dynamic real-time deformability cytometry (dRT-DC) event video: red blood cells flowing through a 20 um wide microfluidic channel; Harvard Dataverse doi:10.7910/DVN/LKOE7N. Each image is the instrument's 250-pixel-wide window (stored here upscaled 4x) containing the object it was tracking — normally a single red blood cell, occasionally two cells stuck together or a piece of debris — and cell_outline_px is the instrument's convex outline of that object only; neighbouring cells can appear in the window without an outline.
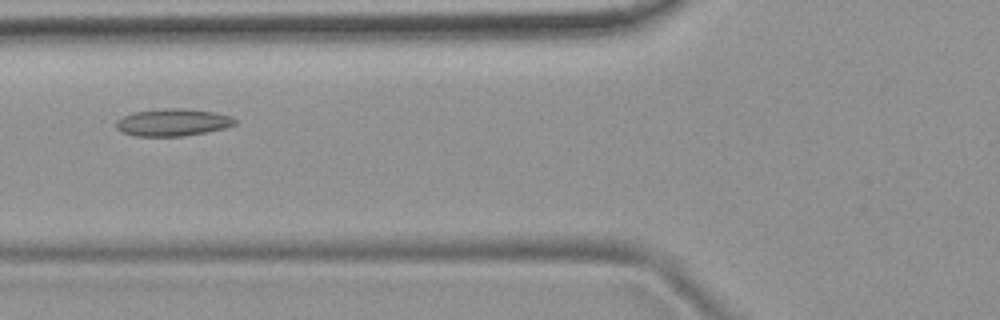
{"species": "common noctule bat (a hibernating species)", "species_latin": "Nyctalus noctula", "temperature_condition": "room temperature", "stored_images_in_passage": 5, "camera_frame_rate_fps": 3000, "um_per_image_px": 0.085, "animal": {"sex": "female", "body_mass_g": 19.9}, "frame": {"image": 1, "passage_image": 5, "time_ms": 4.667, "image_size_px": [1000, 320], "cell_outline_px": [[236, 124], [224, 128], [204, 132], [180, 136], [136, 136], [120, 132], [116, 128], [116, 120], [124, 116], [136, 112], [164, 108], [184, 108], [216, 112], [228, 116], [236, 120]], "centroid_in_image_um": [14.65, 10.4], "position_along_channel_um": 111.1, "area_um2": 18.73}}